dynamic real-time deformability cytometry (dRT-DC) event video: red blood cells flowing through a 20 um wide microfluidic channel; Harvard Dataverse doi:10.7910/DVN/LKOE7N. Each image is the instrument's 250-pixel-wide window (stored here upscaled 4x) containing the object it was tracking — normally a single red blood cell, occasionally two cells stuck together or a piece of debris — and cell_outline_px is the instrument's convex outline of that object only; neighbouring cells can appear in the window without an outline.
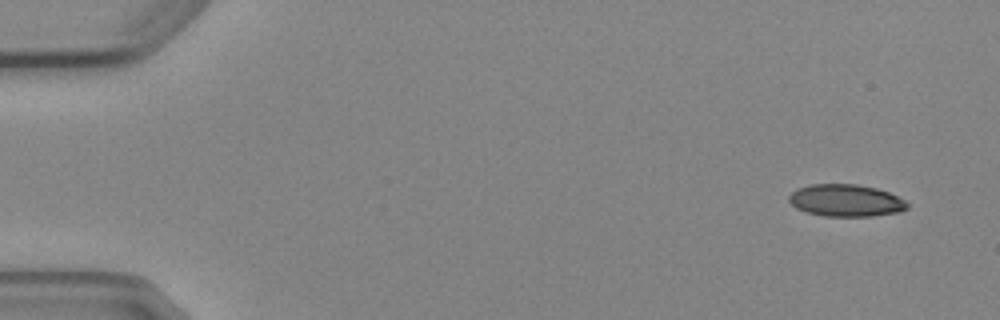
{"species": "Egyptian fruit bat (a non-hibernating species)", "species_latin": "Rousettus aegyptiacus", "temperature_condition": "cold", "stored_images_in_passage": 7, "camera_frame_rate_fps": 3000, "um_per_image_px": 0.085, "animal": {"sex": "female"}, "frame": {"image": 1, "passage_image": 1, "time_ms": 0.0, "image_size_px": [1000, 320], "cell_outline_px": [[908, 208], [900, 212], [872, 216], [824, 216], [808, 212], [796, 208], [788, 200], [788, 196], [796, 188], [812, 184], [856, 184], [876, 188], [888, 192], [904, 200], [908, 204]], "centroid_in_image_um": [71.89, 17.04], "position_along_channel_um": 13.1, "area_um2": 22.14}}
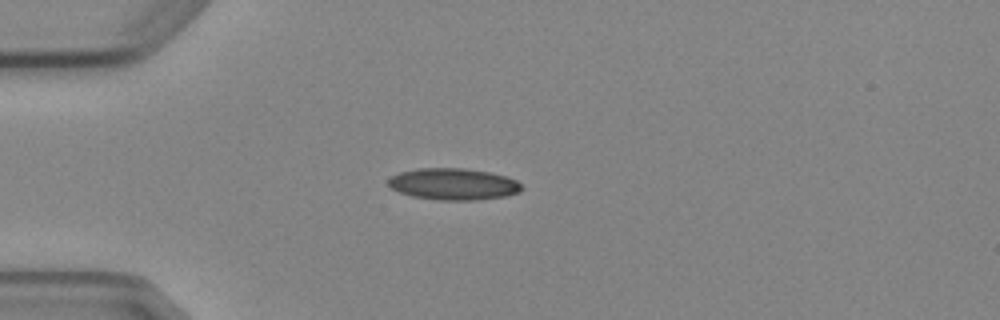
{"frame": {"image": 2, "passage_image": 4, "time_ms": 3.667, "image_size_px": [1000, 320], "cell_outline_px": [[524, 188], [520, 192], [504, 196], [476, 200], [436, 200], [412, 196], [400, 192], [392, 188], [388, 184], [388, 180], [392, 176], [400, 172], [416, 168], [464, 168], [488, 172], [508, 176], [516, 180]], "centroid_in_image_um": [38.55, 15.64], "position_along_channel_um": 46.4, "area_um2": 24.62}}
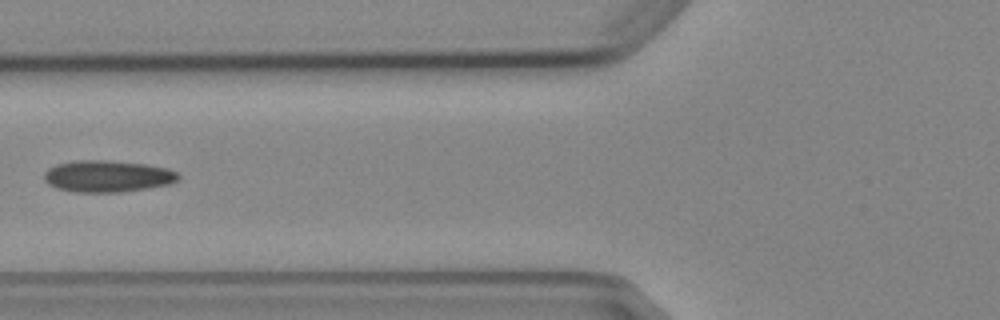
{"frame": {"image": 3, "passage_image": 6, "time_ms": 6.0, "image_size_px": [1000, 320], "cell_outline_px": [[180, 176], [176, 180], [168, 184], [120, 192], [76, 192], [56, 188], [48, 184], [44, 180], [44, 172], [48, 168], [56, 164], [76, 160], [108, 160], [148, 164], [168, 168], [176, 172]], "centroid_in_image_um": [9.1, 14.96], "position_along_channel_um": 116.7, "area_um2": 24.8}}